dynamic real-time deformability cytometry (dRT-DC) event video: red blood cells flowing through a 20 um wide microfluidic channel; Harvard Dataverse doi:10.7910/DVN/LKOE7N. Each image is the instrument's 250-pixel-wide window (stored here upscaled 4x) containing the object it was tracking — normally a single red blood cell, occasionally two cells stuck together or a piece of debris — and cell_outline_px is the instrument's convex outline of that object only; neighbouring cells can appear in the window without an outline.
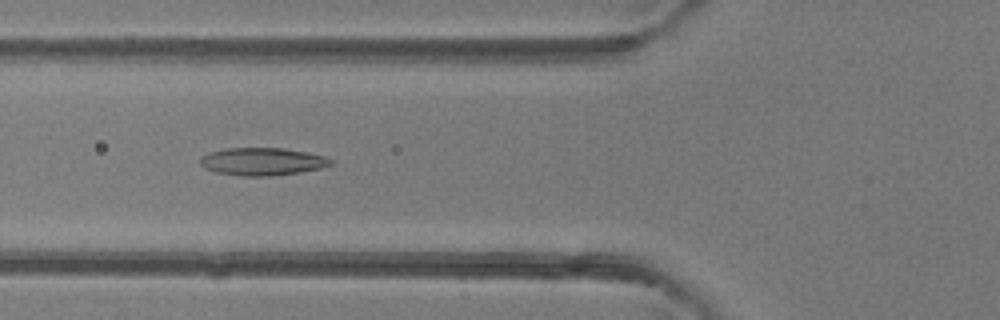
{"species": "common noctule bat (a hibernating species)", "species_latin": "Nyctalus noctula", "temperature_condition": "room temperature", "stored_images_in_passage": 48, "camera_frame_rate_fps": 3000, "um_per_image_px": 0.085, "animal": {"sex": "female"}, "frame": {"image": 1, "passage_image": 18, "time_ms": 5.667, "image_size_px": [1000, 320], "cell_outline_px": [[336, 164], [320, 168], [300, 172], [272, 176], [240, 176], [216, 172], [204, 168], [200, 164], [200, 156], [208, 152], [224, 148], [284, 148], [308, 152], [324, 156], [336, 160]], "centroid_in_image_um": [22.32, 13.73], "position_along_channel_um": 103.5, "area_um2": 21.44}}
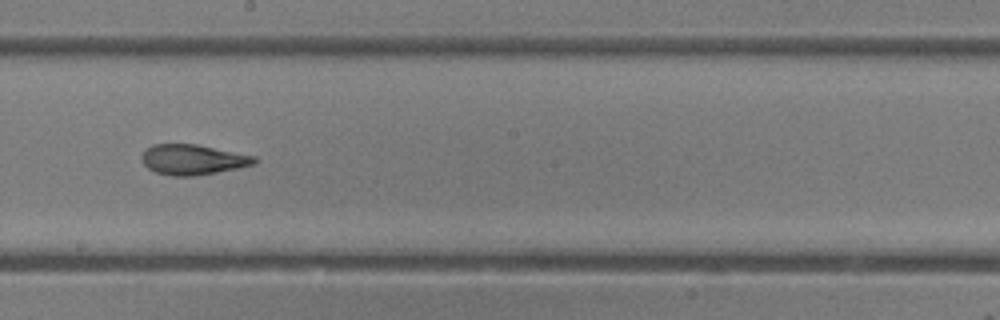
{"frame": {"image": 2, "passage_image": 27, "time_ms": 8.667, "image_size_px": [1000, 320], "cell_outline_px": [[260, 160], [256, 164], [240, 168], [192, 176], [172, 176], [156, 172], [148, 168], [144, 164], [140, 156], [152, 144], [196, 144], [256, 156]], "centroid_in_image_um": [16.43, 13.56], "position_along_channel_um": 231.8, "area_um2": 19.94}}
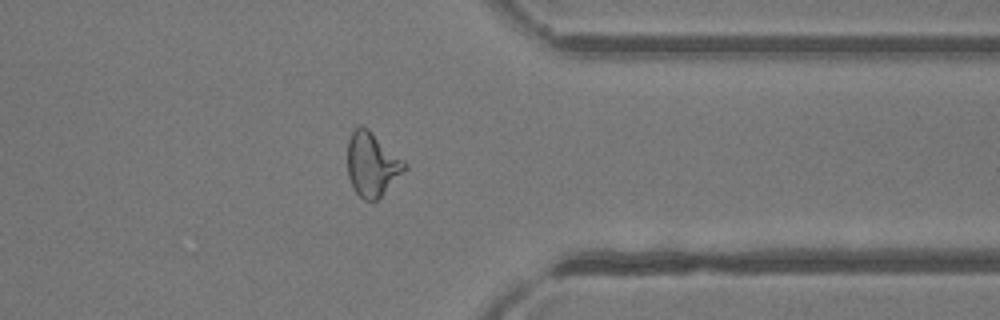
{"frame": {"image": 3, "passage_image": 38, "time_ms": 12.333, "image_size_px": [1000, 320], "cell_outline_px": [[408, 168], [376, 200], [364, 200], [352, 188], [348, 176], [348, 140], [352, 132], [360, 124], [368, 128], [404, 160], [408, 164]], "centroid_in_image_um": [31.62, 13.95], "position_along_channel_um": 379.8, "area_um2": 21.21}, "authors_computed_cell_mechanics": {"area_um2": 21.2415, "velocity_mm_per_s": 4.273, "shape_relaxation_time_tau1_ms": null, "shape_relaxation_time_tau2_ms": 1.9768, "deformation_change_tau1": null, "deformation_change_tau2": 0.1068}}